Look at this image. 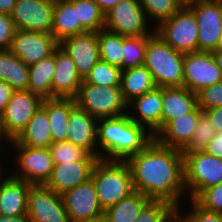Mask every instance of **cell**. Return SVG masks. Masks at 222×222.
I'll return each instance as SVG.
<instances>
[{"instance_id": "obj_1", "label": "cell", "mask_w": 222, "mask_h": 222, "mask_svg": "<svg viewBox=\"0 0 222 222\" xmlns=\"http://www.w3.org/2000/svg\"><path fill=\"white\" fill-rule=\"evenodd\" d=\"M126 162L131 171L134 191L152 200H166L179 206L186 192L181 150L161 145L154 139Z\"/></svg>"}, {"instance_id": "obj_2", "label": "cell", "mask_w": 222, "mask_h": 222, "mask_svg": "<svg viewBox=\"0 0 222 222\" xmlns=\"http://www.w3.org/2000/svg\"><path fill=\"white\" fill-rule=\"evenodd\" d=\"M147 128L130 119L128 114L98 120L100 159L126 161L144 150L154 135ZM103 152V153H102Z\"/></svg>"}, {"instance_id": "obj_3", "label": "cell", "mask_w": 222, "mask_h": 222, "mask_svg": "<svg viewBox=\"0 0 222 222\" xmlns=\"http://www.w3.org/2000/svg\"><path fill=\"white\" fill-rule=\"evenodd\" d=\"M144 66L157 87L183 86L184 54L174 50L154 30L148 35Z\"/></svg>"}, {"instance_id": "obj_4", "label": "cell", "mask_w": 222, "mask_h": 222, "mask_svg": "<svg viewBox=\"0 0 222 222\" xmlns=\"http://www.w3.org/2000/svg\"><path fill=\"white\" fill-rule=\"evenodd\" d=\"M91 179L104 211L134 192L131 171L126 161L99 158Z\"/></svg>"}, {"instance_id": "obj_5", "label": "cell", "mask_w": 222, "mask_h": 222, "mask_svg": "<svg viewBox=\"0 0 222 222\" xmlns=\"http://www.w3.org/2000/svg\"><path fill=\"white\" fill-rule=\"evenodd\" d=\"M74 99L78 107L97 119L117 117L128 112L121 87L82 83Z\"/></svg>"}, {"instance_id": "obj_6", "label": "cell", "mask_w": 222, "mask_h": 222, "mask_svg": "<svg viewBox=\"0 0 222 222\" xmlns=\"http://www.w3.org/2000/svg\"><path fill=\"white\" fill-rule=\"evenodd\" d=\"M155 26V33L174 50L183 54L199 51L196 17L185 4L170 18Z\"/></svg>"}, {"instance_id": "obj_7", "label": "cell", "mask_w": 222, "mask_h": 222, "mask_svg": "<svg viewBox=\"0 0 222 222\" xmlns=\"http://www.w3.org/2000/svg\"><path fill=\"white\" fill-rule=\"evenodd\" d=\"M183 158L185 187L186 192L190 190V199L222 182V159L203 150L186 152Z\"/></svg>"}, {"instance_id": "obj_8", "label": "cell", "mask_w": 222, "mask_h": 222, "mask_svg": "<svg viewBox=\"0 0 222 222\" xmlns=\"http://www.w3.org/2000/svg\"><path fill=\"white\" fill-rule=\"evenodd\" d=\"M14 145L17 155V167L13 177L25 180L32 185L45 184L51 176L54 161L49 148H34L19 144L15 139L10 143Z\"/></svg>"}, {"instance_id": "obj_9", "label": "cell", "mask_w": 222, "mask_h": 222, "mask_svg": "<svg viewBox=\"0 0 222 222\" xmlns=\"http://www.w3.org/2000/svg\"><path fill=\"white\" fill-rule=\"evenodd\" d=\"M185 5L196 17L199 51H215L222 32V2L220 0H193Z\"/></svg>"}, {"instance_id": "obj_10", "label": "cell", "mask_w": 222, "mask_h": 222, "mask_svg": "<svg viewBox=\"0 0 222 222\" xmlns=\"http://www.w3.org/2000/svg\"><path fill=\"white\" fill-rule=\"evenodd\" d=\"M139 0H121L105 13V29L122 36L151 35Z\"/></svg>"}, {"instance_id": "obj_11", "label": "cell", "mask_w": 222, "mask_h": 222, "mask_svg": "<svg viewBox=\"0 0 222 222\" xmlns=\"http://www.w3.org/2000/svg\"><path fill=\"white\" fill-rule=\"evenodd\" d=\"M43 99L29 90L13 91L0 115V122L11 140L16 139L40 108Z\"/></svg>"}, {"instance_id": "obj_12", "label": "cell", "mask_w": 222, "mask_h": 222, "mask_svg": "<svg viewBox=\"0 0 222 222\" xmlns=\"http://www.w3.org/2000/svg\"><path fill=\"white\" fill-rule=\"evenodd\" d=\"M27 216L30 222H70L62 196L43 184L31 185Z\"/></svg>"}, {"instance_id": "obj_13", "label": "cell", "mask_w": 222, "mask_h": 222, "mask_svg": "<svg viewBox=\"0 0 222 222\" xmlns=\"http://www.w3.org/2000/svg\"><path fill=\"white\" fill-rule=\"evenodd\" d=\"M61 196L70 222L94 221L104 216L92 179L67 190Z\"/></svg>"}, {"instance_id": "obj_14", "label": "cell", "mask_w": 222, "mask_h": 222, "mask_svg": "<svg viewBox=\"0 0 222 222\" xmlns=\"http://www.w3.org/2000/svg\"><path fill=\"white\" fill-rule=\"evenodd\" d=\"M222 81V72L212 52L197 51L184 54L183 87L197 93L202 88Z\"/></svg>"}, {"instance_id": "obj_15", "label": "cell", "mask_w": 222, "mask_h": 222, "mask_svg": "<svg viewBox=\"0 0 222 222\" xmlns=\"http://www.w3.org/2000/svg\"><path fill=\"white\" fill-rule=\"evenodd\" d=\"M55 0H16L11 18L16 29L51 33Z\"/></svg>"}, {"instance_id": "obj_16", "label": "cell", "mask_w": 222, "mask_h": 222, "mask_svg": "<svg viewBox=\"0 0 222 222\" xmlns=\"http://www.w3.org/2000/svg\"><path fill=\"white\" fill-rule=\"evenodd\" d=\"M58 47L51 33L16 29L9 50L30 66L52 55Z\"/></svg>"}, {"instance_id": "obj_17", "label": "cell", "mask_w": 222, "mask_h": 222, "mask_svg": "<svg viewBox=\"0 0 222 222\" xmlns=\"http://www.w3.org/2000/svg\"><path fill=\"white\" fill-rule=\"evenodd\" d=\"M59 48L73 60L82 80L100 60L98 32H85L67 37L59 42Z\"/></svg>"}, {"instance_id": "obj_18", "label": "cell", "mask_w": 222, "mask_h": 222, "mask_svg": "<svg viewBox=\"0 0 222 222\" xmlns=\"http://www.w3.org/2000/svg\"><path fill=\"white\" fill-rule=\"evenodd\" d=\"M98 120L76 105L72 109L67 123L66 141L80 146L89 154L100 158V150L96 148L98 144Z\"/></svg>"}, {"instance_id": "obj_19", "label": "cell", "mask_w": 222, "mask_h": 222, "mask_svg": "<svg viewBox=\"0 0 222 222\" xmlns=\"http://www.w3.org/2000/svg\"><path fill=\"white\" fill-rule=\"evenodd\" d=\"M127 106L129 109L127 114L131 120L147 127V130L154 136L161 130L162 87H156L152 91L132 99L127 103ZM130 110H133V112L130 113ZM134 111L136 112L134 113Z\"/></svg>"}, {"instance_id": "obj_20", "label": "cell", "mask_w": 222, "mask_h": 222, "mask_svg": "<svg viewBox=\"0 0 222 222\" xmlns=\"http://www.w3.org/2000/svg\"><path fill=\"white\" fill-rule=\"evenodd\" d=\"M97 161H75L55 164L51 176L44 184L56 194L62 195L89 179Z\"/></svg>"}, {"instance_id": "obj_21", "label": "cell", "mask_w": 222, "mask_h": 222, "mask_svg": "<svg viewBox=\"0 0 222 222\" xmlns=\"http://www.w3.org/2000/svg\"><path fill=\"white\" fill-rule=\"evenodd\" d=\"M82 82L73 60L58 47L55 50V72L51 83L52 98H75Z\"/></svg>"}, {"instance_id": "obj_22", "label": "cell", "mask_w": 222, "mask_h": 222, "mask_svg": "<svg viewBox=\"0 0 222 222\" xmlns=\"http://www.w3.org/2000/svg\"><path fill=\"white\" fill-rule=\"evenodd\" d=\"M201 112L202 110L197 107L193 112L171 120L154 139L161 145L182 150L189 143Z\"/></svg>"}, {"instance_id": "obj_23", "label": "cell", "mask_w": 222, "mask_h": 222, "mask_svg": "<svg viewBox=\"0 0 222 222\" xmlns=\"http://www.w3.org/2000/svg\"><path fill=\"white\" fill-rule=\"evenodd\" d=\"M197 94L185 87H162L161 129L171 120L193 112Z\"/></svg>"}, {"instance_id": "obj_24", "label": "cell", "mask_w": 222, "mask_h": 222, "mask_svg": "<svg viewBox=\"0 0 222 222\" xmlns=\"http://www.w3.org/2000/svg\"><path fill=\"white\" fill-rule=\"evenodd\" d=\"M31 185L10 174L6 176L1 187L0 215L7 217L27 215L28 193Z\"/></svg>"}, {"instance_id": "obj_25", "label": "cell", "mask_w": 222, "mask_h": 222, "mask_svg": "<svg viewBox=\"0 0 222 222\" xmlns=\"http://www.w3.org/2000/svg\"><path fill=\"white\" fill-rule=\"evenodd\" d=\"M87 32L77 21L73 0H55L51 34L61 40Z\"/></svg>"}, {"instance_id": "obj_26", "label": "cell", "mask_w": 222, "mask_h": 222, "mask_svg": "<svg viewBox=\"0 0 222 222\" xmlns=\"http://www.w3.org/2000/svg\"><path fill=\"white\" fill-rule=\"evenodd\" d=\"M41 106L45 109L50 120L53 143L67 139V123L72 109L76 106L74 98L43 99Z\"/></svg>"}, {"instance_id": "obj_27", "label": "cell", "mask_w": 222, "mask_h": 222, "mask_svg": "<svg viewBox=\"0 0 222 222\" xmlns=\"http://www.w3.org/2000/svg\"><path fill=\"white\" fill-rule=\"evenodd\" d=\"M19 144L34 148H49L53 143L50 120L45 109L40 106L25 129L15 139Z\"/></svg>"}, {"instance_id": "obj_28", "label": "cell", "mask_w": 222, "mask_h": 222, "mask_svg": "<svg viewBox=\"0 0 222 222\" xmlns=\"http://www.w3.org/2000/svg\"><path fill=\"white\" fill-rule=\"evenodd\" d=\"M0 81L9 84L14 91L28 87L29 66L9 49L0 50Z\"/></svg>"}, {"instance_id": "obj_29", "label": "cell", "mask_w": 222, "mask_h": 222, "mask_svg": "<svg viewBox=\"0 0 222 222\" xmlns=\"http://www.w3.org/2000/svg\"><path fill=\"white\" fill-rule=\"evenodd\" d=\"M55 72V51L52 55L29 66L27 90L42 99H52L51 83Z\"/></svg>"}, {"instance_id": "obj_30", "label": "cell", "mask_w": 222, "mask_h": 222, "mask_svg": "<svg viewBox=\"0 0 222 222\" xmlns=\"http://www.w3.org/2000/svg\"><path fill=\"white\" fill-rule=\"evenodd\" d=\"M121 91L128 103L132 99L152 91L157 86L150 71L143 65L122 70Z\"/></svg>"}, {"instance_id": "obj_31", "label": "cell", "mask_w": 222, "mask_h": 222, "mask_svg": "<svg viewBox=\"0 0 222 222\" xmlns=\"http://www.w3.org/2000/svg\"><path fill=\"white\" fill-rule=\"evenodd\" d=\"M150 200L145 194L134 191L117 204L108 207L103 218L106 222H135L140 211Z\"/></svg>"}, {"instance_id": "obj_32", "label": "cell", "mask_w": 222, "mask_h": 222, "mask_svg": "<svg viewBox=\"0 0 222 222\" xmlns=\"http://www.w3.org/2000/svg\"><path fill=\"white\" fill-rule=\"evenodd\" d=\"M124 36L101 29L98 31L100 60L119 67L122 70Z\"/></svg>"}, {"instance_id": "obj_33", "label": "cell", "mask_w": 222, "mask_h": 222, "mask_svg": "<svg viewBox=\"0 0 222 222\" xmlns=\"http://www.w3.org/2000/svg\"><path fill=\"white\" fill-rule=\"evenodd\" d=\"M77 21L87 32H98L105 27V14L95 0H73Z\"/></svg>"}, {"instance_id": "obj_34", "label": "cell", "mask_w": 222, "mask_h": 222, "mask_svg": "<svg viewBox=\"0 0 222 222\" xmlns=\"http://www.w3.org/2000/svg\"><path fill=\"white\" fill-rule=\"evenodd\" d=\"M147 41L148 35L124 36L122 70L144 65Z\"/></svg>"}, {"instance_id": "obj_35", "label": "cell", "mask_w": 222, "mask_h": 222, "mask_svg": "<svg viewBox=\"0 0 222 222\" xmlns=\"http://www.w3.org/2000/svg\"><path fill=\"white\" fill-rule=\"evenodd\" d=\"M54 164L75 161H98L99 157L89 154L85 149L69 141L52 143L49 147Z\"/></svg>"}, {"instance_id": "obj_36", "label": "cell", "mask_w": 222, "mask_h": 222, "mask_svg": "<svg viewBox=\"0 0 222 222\" xmlns=\"http://www.w3.org/2000/svg\"><path fill=\"white\" fill-rule=\"evenodd\" d=\"M121 73L122 70L119 67L99 60L90 70V73L86 76L82 83L120 87Z\"/></svg>"}, {"instance_id": "obj_37", "label": "cell", "mask_w": 222, "mask_h": 222, "mask_svg": "<svg viewBox=\"0 0 222 222\" xmlns=\"http://www.w3.org/2000/svg\"><path fill=\"white\" fill-rule=\"evenodd\" d=\"M139 3L146 18L156 20L157 25L170 18L185 4L182 0H139Z\"/></svg>"}, {"instance_id": "obj_38", "label": "cell", "mask_w": 222, "mask_h": 222, "mask_svg": "<svg viewBox=\"0 0 222 222\" xmlns=\"http://www.w3.org/2000/svg\"><path fill=\"white\" fill-rule=\"evenodd\" d=\"M215 127L209 120L208 116L202 111L199 114L197 126L189 143L181 150L183 154L197 150H203L208 142H210L214 135Z\"/></svg>"}, {"instance_id": "obj_39", "label": "cell", "mask_w": 222, "mask_h": 222, "mask_svg": "<svg viewBox=\"0 0 222 222\" xmlns=\"http://www.w3.org/2000/svg\"><path fill=\"white\" fill-rule=\"evenodd\" d=\"M174 207L166 200H150L140 211L135 222H164L166 215Z\"/></svg>"}, {"instance_id": "obj_40", "label": "cell", "mask_w": 222, "mask_h": 222, "mask_svg": "<svg viewBox=\"0 0 222 222\" xmlns=\"http://www.w3.org/2000/svg\"><path fill=\"white\" fill-rule=\"evenodd\" d=\"M193 200L208 211L222 213V182L202 190Z\"/></svg>"}, {"instance_id": "obj_41", "label": "cell", "mask_w": 222, "mask_h": 222, "mask_svg": "<svg viewBox=\"0 0 222 222\" xmlns=\"http://www.w3.org/2000/svg\"><path fill=\"white\" fill-rule=\"evenodd\" d=\"M196 94L198 107L202 111L222 107V81L202 88Z\"/></svg>"}, {"instance_id": "obj_42", "label": "cell", "mask_w": 222, "mask_h": 222, "mask_svg": "<svg viewBox=\"0 0 222 222\" xmlns=\"http://www.w3.org/2000/svg\"><path fill=\"white\" fill-rule=\"evenodd\" d=\"M15 31L16 27L11 16L0 13V50L10 48Z\"/></svg>"}, {"instance_id": "obj_43", "label": "cell", "mask_w": 222, "mask_h": 222, "mask_svg": "<svg viewBox=\"0 0 222 222\" xmlns=\"http://www.w3.org/2000/svg\"><path fill=\"white\" fill-rule=\"evenodd\" d=\"M190 201L192 208L188 215L192 222H222V213L208 211L199 206L193 199H190Z\"/></svg>"}, {"instance_id": "obj_44", "label": "cell", "mask_w": 222, "mask_h": 222, "mask_svg": "<svg viewBox=\"0 0 222 222\" xmlns=\"http://www.w3.org/2000/svg\"><path fill=\"white\" fill-rule=\"evenodd\" d=\"M203 151L222 159V132L216 133L213 139L206 144Z\"/></svg>"}, {"instance_id": "obj_45", "label": "cell", "mask_w": 222, "mask_h": 222, "mask_svg": "<svg viewBox=\"0 0 222 222\" xmlns=\"http://www.w3.org/2000/svg\"><path fill=\"white\" fill-rule=\"evenodd\" d=\"M215 127V132H222V107L211 108L203 111Z\"/></svg>"}, {"instance_id": "obj_46", "label": "cell", "mask_w": 222, "mask_h": 222, "mask_svg": "<svg viewBox=\"0 0 222 222\" xmlns=\"http://www.w3.org/2000/svg\"><path fill=\"white\" fill-rule=\"evenodd\" d=\"M13 91L14 90L9 84L4 81H0V115L3 113L6 105L8 104Z\"/></svg>"}, {"instance_id": "obj_47", "label": "cell", "mask_w": 222, "mask_h": 222, "mask_svg": "<svg viewBox=\"0 0 222 222\" xmlns=\"http://www.w3.org/2000/svg\"><path fill=\"white\" fill-rule=\"evenodd\" d=\"M179 207L180 206H174L166 215L164 222H192L188 214H185L184 217L180 215Z\"/></svg>"}, {"instance_id": "obj_48", "label": "cell", "mask_w": 222, "mask_h": 222, "mask_svg": "<svg viewBox=\"0 0 222 222\" xmlns=\"http://www.w3.org/2000/svg\"><path fill=\"white\" fill-rule=\"evenodd\" d=\"M16 0H0V13L11 15Z\"/></svg>"}, {"instance_id": "obj_49", "label": "cell", "mask_w": 222, "mask_h": 222, "mask_svg": "<svg viewBox=\"0 0 222 222\" xmlns=\"http://www.w3.org/2000/svg\"><path fill=\"white\" fill-rule=\"evenodd\" d=\"M100 9L105 13H107L110 9H112L118 2L121 0H95Z\"/></svg>"}, {"instance_id": "obj_50", "label": "cell", "mask_w": 222, "mask_h": 222, "mask_svg": "<svg viewBox=\"0 0 222 222\" xmlns=\"http://www.w3.org/2000/svg\"><path fill=\"white\" fill-rule=\"evenodd\" d=\"M0 222H30V220L27 215H19L15 217L0 215Z\"/></svg>"}, {"instance_id": "obj_51", "label": "cell", "mask_w": 222, "mask_h": 222, "mask_svg": "<svg viewBox=\"0 0 222 222\" xmlns=\"http://www.w3.org/2000/svg\"><path fill=\"white\" fill-rule=\"evenodd\" d=\"M213 57L219 67L220 71L222 72V51H213Z\"/></svg>"}, {"instance_id": "obj_52", "label": "cell", "mask_w": 222, "mask_h": 222, "mask_svg": "<svg viewBox=\"0 0 222 222\" xmlns=\"http://www.w3.org/2000/svg\"><path fill=\"white\" fill-rule=\"evenodd\" d=\"M5 140H7V142L8 143H11L12 142V140L10 139V137L6 134V132H5V129H4V127H3V125L1 124V122H0V142L2 141L3 142V140L4 139ZM1 144V143H0ZM1 146V145H0ZM1 148V147H0ZM1 150V149H0Z\"/></svg>"}, {"instance_id": "obj_53", "label": "cell", "mask_w": 222, "mask_h": 222, "mask_svg": "<svg viewBox=\"0 0 222 222\" xmlns=\"http://www.w3.org/2000/svg\"><path fill=\"white\" fill-rule=\"evenodd\" d=\"M215 51H222V32L219 36V40H218L217 47H216Z\"/></svg>"}, {"instance_id": "obj_54", "label": "cell", "mask_w": 222, "mask_h": 222, "mask_svg": "<svg viewBox=\"0 0 222 222\" xmlns=\"http://www.w3.org/2000/svg\"><path fill=\"white\" fill-rule=\"evenodd\" d=\"M1 165V164H0ZM2 168H0V184L6 179V177L4 176V178H3V176L1 175L2 174Z\"/></svg>"}, {"instance_id": "obj_55", "label": "cell", "mask_w": 222, "mask_h": 222, "mask_svg": "<svg viewBox=\"0 0 222 222\" xmlns=\"http://www.w3.org/2000/svg\"><path fill=\"white\" fill-rule=\"evenodd\" d=\"M87 222H106L104 218L94 220V221H87Z\"/></svg>"}, {"instance_id": "obj_56", "label": "cell", "mask_w": 222, "mask_h": 222, "mask_svg": "<svg viewBox=\"0 0 222 222\" xmlns=\"http://www.w3.org/2000/svg\"><path fill=\"white\" fill-rule=\"evenodd\" d=\"M184 3H187V2H190V1H193V0H182Z\"/></svg>"}, {"instance_id": "obj_57", "label": "cell", "mask_w": 222, "mask_h": 222, "mask_svg": "<svg viewBox=\"0 0 222 222\" xmlns=\"http://www.w3.org/2000/svg\"><path fill=\"white\" fill-rule=\"evenodd\" d=\"M1 187H2V183L0 184V200H1Z\"/></svg>"}]
</instances>
